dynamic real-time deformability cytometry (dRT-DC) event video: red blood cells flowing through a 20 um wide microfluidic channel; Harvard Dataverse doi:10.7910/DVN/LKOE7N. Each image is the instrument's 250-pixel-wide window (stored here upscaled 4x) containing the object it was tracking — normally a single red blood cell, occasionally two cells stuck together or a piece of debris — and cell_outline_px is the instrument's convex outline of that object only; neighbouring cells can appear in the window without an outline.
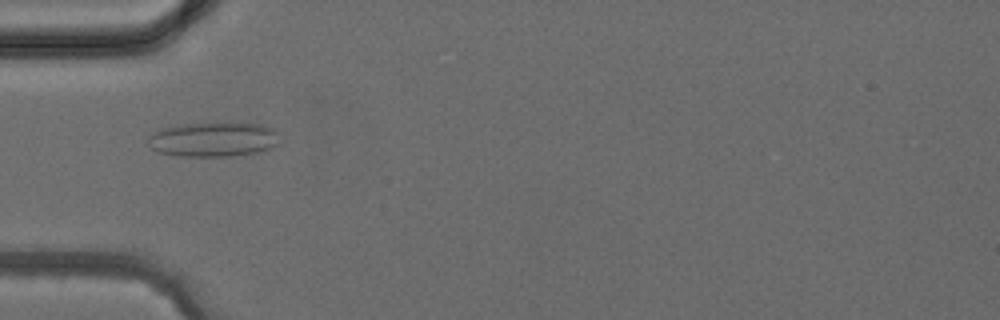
{"species": "common noctule bat (a hibernating species)", "species_latin": "Nyctalus noctula", "temperature_condition": "cold", "stored_images_in_passage": 4, "camera_frame_rate_fps": 3000, "um_per_image_px": 0.085, "animal": {"sex": "female", "body_mass_g": 24.6, "forearm_length_mm": 56.2}, "frame": {"image": 1, "passage_image": 4, "time_ms": 4.333, "image_size_px": [1000, 320], "cell_outline_px": [[280, 144], [264, 152], [232, 156], [176, 156], [160, 152], [152, 148], [144, 140], [152, 132], [160, 128], [180, 124], [264, 124], [276, 128]], "centroid_in_image_um": [18.16, 11.87], "position_along_channel_um": 66.8, "area_um2": 26.93}}